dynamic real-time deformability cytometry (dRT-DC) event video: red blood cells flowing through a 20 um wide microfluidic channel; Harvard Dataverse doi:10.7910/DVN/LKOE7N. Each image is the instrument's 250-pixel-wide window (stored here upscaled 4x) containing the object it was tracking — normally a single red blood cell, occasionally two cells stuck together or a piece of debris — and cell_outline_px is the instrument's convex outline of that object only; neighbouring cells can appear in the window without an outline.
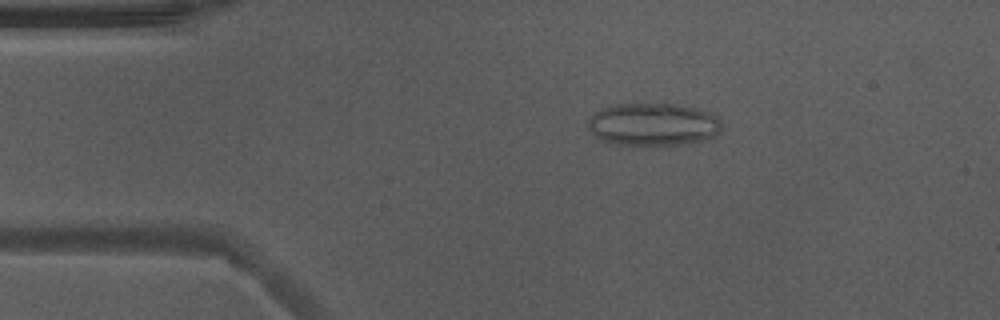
{"species": "Egyptian fruit bat (a non-hibernating species)", "species_latin": "Rousettus aegyptiacus", "temperature_condition": "warm", "stored_images_in_passage": 51, "camera_frame_rate_fps": 3000, "um_per_image_px": 0.085, "animal": {"sex": "male"}, "frame": {"image": 1, "passage_image": 9, "time_ms": 2.667, "image_size_px": [1000, 320], "cell_outline_px": [[720, 128], [716, 136], [704, 140], [688, 144], [616, 144], [600, 140], [588, 128], [588, 120], [600, 108], [608, 104], [672, 104], [696, 108], [712, 112], [720, 120]], "centroid_in_image_um": [55.52, 10.56], "position_along_channel_um": 29.5, "area_um2": 33.23}}
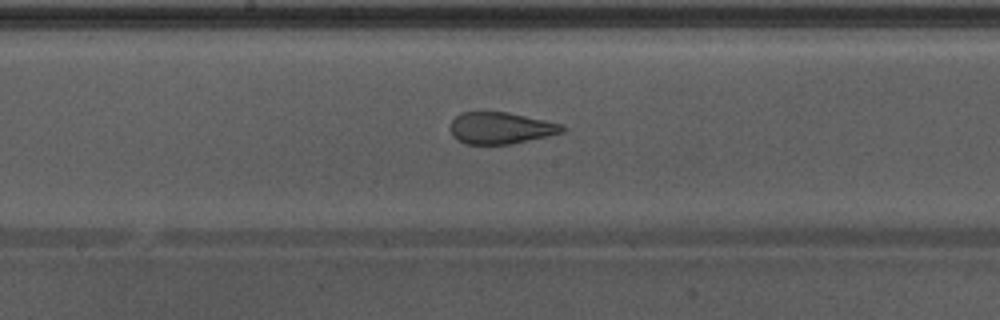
{"frame": {"image": 2, "passage_image": 26, "time_ms": 8.333, "image_size_px": [1000, 320], "cell_outline_px": [[568, 128], [564, 132], [548, 136], [512, 144], [464, 144], [452, 136], [452, 120], [460, 112], [508, 112], [564, 124]], "centroid_in_image_um": [42.61, 10.88], "position_along_channel_um": 205.6, "area_um2": 20.81}}
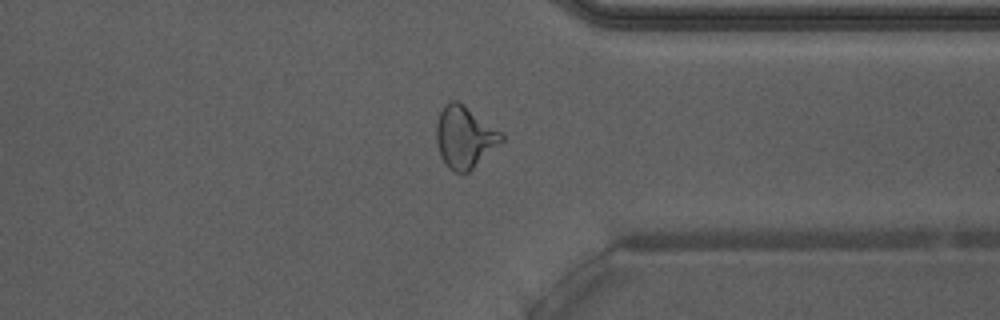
{"frame": {"image": 3, "passage_image": 39, "time_ms": 12.667, "image_size_px": [1000, 320], "cell_outline_px": [[504, 140], [468, 172], [456, 172], [448, 168], [440, 156], [436, 140], [436, 124], [440, 112], [444, 104], [452, 100], [456, 100], [464, 104], [504, 132]], "centroid_in_image_um": [39.5, 11.62], "position_along_channel_um": 371.9, "area_um2": 23.64}, "authors_computed_cell_mechanics": {"area_um2": 24.276, "velocity_mm_per_s": 3.9396, "shape_relaxation_time_tau1_ms": null, "shape_relaxation_time_tau2_ms": 1.0072, "deformation_change_tau1": null, "deformation_change_tau2": 0.0944}}